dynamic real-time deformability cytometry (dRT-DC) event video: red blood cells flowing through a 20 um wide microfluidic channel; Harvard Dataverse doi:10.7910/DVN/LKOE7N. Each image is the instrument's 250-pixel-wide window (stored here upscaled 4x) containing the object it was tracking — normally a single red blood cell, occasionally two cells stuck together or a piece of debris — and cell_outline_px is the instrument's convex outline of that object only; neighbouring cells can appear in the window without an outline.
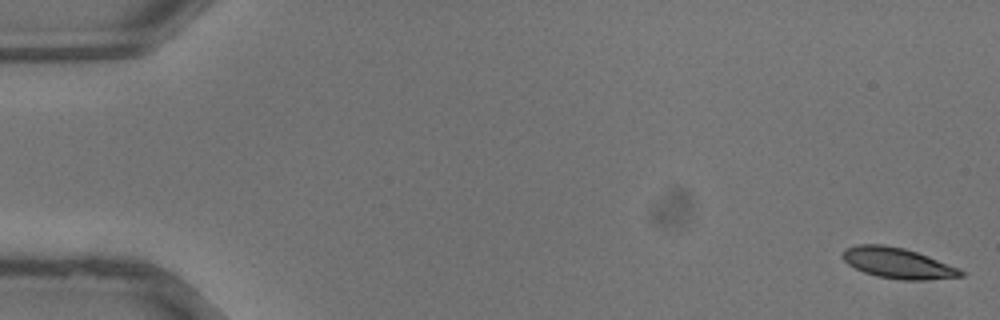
{"species": "common noctule bat (a hibernating species)", "species_latin": "Nyctalus noctula", "temperature_condition": "warm", "stored_images_in_passage": 38, "camera_frame_rate_fps": 3000, "um_per_image_px": 0.085, "animal": {"sex": "male", "body_mass_g": 13.3}, "frame": {"image": 1, "passage_image": 1, "time_ms": 0.0, "image_size_px": [1000, 320], "cell_outline_px": [[964, 276], [924, 280], [900, 280], [876, 276], [864, 272], [848, 264], [840, 256], [844, 248], [856, 244], [884, 244], [904, 248], [928, 256], [960, 268], [964, 272]], "centroid_in_image_um": [76.28, 22.35], "position_along_channel_um": 8.7, "area_um2": 21.27}}
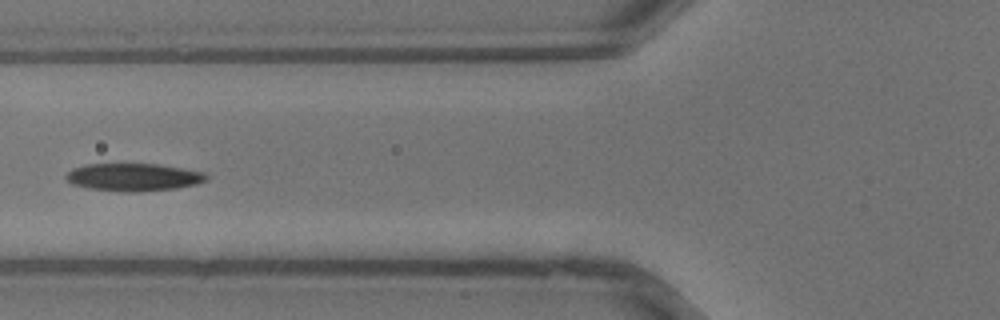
{"frame": {"image": 2, "passage_image": 15, "time_ms": 4.667, "image_size_px": [1000, 320], "cell_outline_px": [[208, 180], [196, 184], [176, 188], [136, 192], [120, 192], [88, 188], [72, 184], [64, 176], [72, 168], [84, 164], [156, 164], [204, 172], [208, 176]], "centroid_in_image_um": [11.32, 15.06], "position_along_channel_um": 114.5, "area_um2": 22.66}}
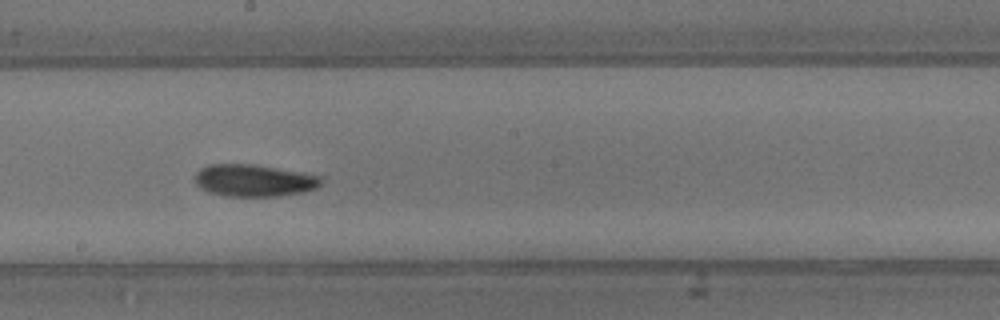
{"frame": {"image": 3, "passage_image": 21, "time_ms": 6.667, "image_size_px": [1000, 320], "cell_outline_px": [[324, 180], [316, 188], [300, 192], [280, 196], [228, 196], [208, 192], [200, 188], [196, 184], [192, 176], [200, 168], [208, 164], [256, 164], [304, 172], [324, 176]], "centroid_in_image_um": [21.58, 15.32], "position_along_channel_um": 226.6, "area_um2": 24.04}}